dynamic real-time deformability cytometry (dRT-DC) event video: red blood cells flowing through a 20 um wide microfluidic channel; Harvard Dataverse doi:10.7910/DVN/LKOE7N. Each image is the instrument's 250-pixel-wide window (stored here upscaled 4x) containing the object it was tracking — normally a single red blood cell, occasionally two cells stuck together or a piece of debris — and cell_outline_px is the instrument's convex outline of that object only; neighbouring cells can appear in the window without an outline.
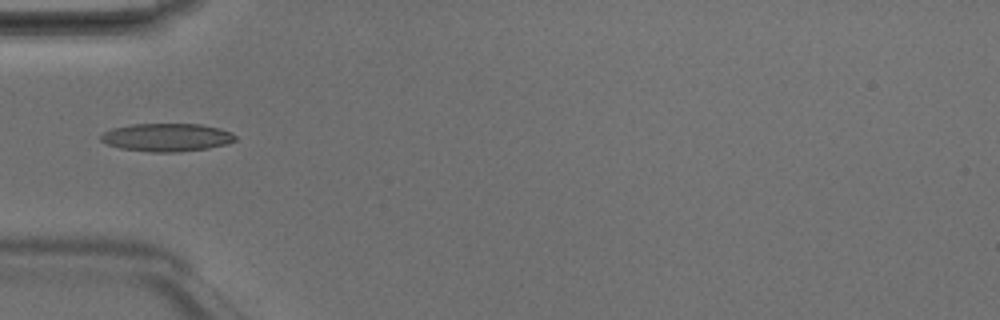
{"species": "Egyptian fruit bat (a non-hibernating species)", "species_latin": "Rousettus aegyptiacus", "temperature_condition": "room temperature", "stored_images_in_passage": 4, "camera_frame_rate_fps": 3000, "um_per_image_px": 0.085, "animal": {"sex": "male"}, "frame": {"image": 1, "passage_image": 4, "time_ms": 1.0, "image_size_px": [1000, 320], "cell_outline_px": [[236, 140], [224, 144], [208, 148], [180, 152], [148, 152], [120, 148], [108, 144], [100, 140], [100, 136], [104, 132], [112, 128], [132, 124], [200, 124], [220, 128], [232, 132], [236, 136]], "centroid_in_image_um": [14.17, 11.67], "position_along_channel_um": 70.8, "area_um2": 22.02}}